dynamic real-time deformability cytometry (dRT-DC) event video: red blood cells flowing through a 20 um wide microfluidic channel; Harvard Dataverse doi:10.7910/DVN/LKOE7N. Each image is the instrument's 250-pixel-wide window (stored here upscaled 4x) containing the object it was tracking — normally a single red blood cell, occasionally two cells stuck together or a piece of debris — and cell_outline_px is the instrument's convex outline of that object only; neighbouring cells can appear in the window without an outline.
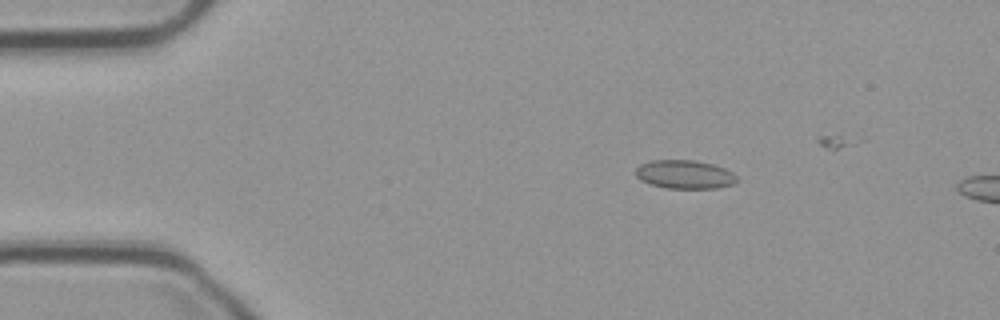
{"species": "common noctule bat (a hibernating species)", "species_latin": "Nyctalus noctula", "temperature_condition": "cold", "stored_images_in_passage": 14, "camera_frame_rate_fps": 3000, "um_per_image_px": 0.085, "animal": {"sex": "male", "body_mass_g": 23.1, "forearm_length_mm": 52.7}, "frame": {"image": 1, "passage_image": 10, "time_ms": 3.0, "image_size_px": [1000, 320], "cell_outline_px": [[740, 180], [732, 184], [716, 188], [668, 188], [652, 184], [640, 180], [636, 176], [636, 168], [640, 164], [652, 160], [692, 160], [712, 164], [724, 168], [732, 172]], "centroid_in_image_um": [58.2, 14.82], "position_along_channel_um": 26.8, "area_um2": 16.76}}